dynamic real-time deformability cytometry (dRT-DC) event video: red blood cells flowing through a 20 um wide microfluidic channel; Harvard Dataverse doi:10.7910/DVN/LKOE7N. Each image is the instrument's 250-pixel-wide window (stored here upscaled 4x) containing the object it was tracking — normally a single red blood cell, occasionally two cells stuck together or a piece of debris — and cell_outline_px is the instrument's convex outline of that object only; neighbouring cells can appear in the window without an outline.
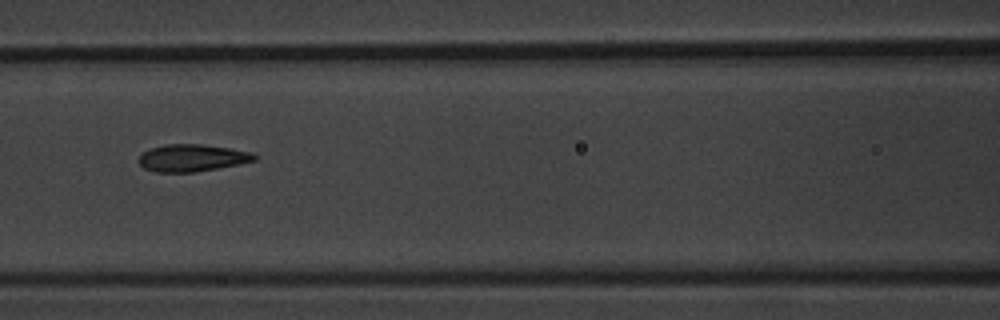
{"species": "common noctule bat (a hibernating species)", "species_latin": "Nyctalus noctula", "temperature_condition": "warm", "stored_images_in_passage": 9, "camera_frame_rate_fps": 3000, "um_per_image_px": 0.085, "animal": {"sex": "male", "body_mass_g": 20.1, "forearm_length_mm": 53.5}, "frame": {"image": 1, "passage_image": 6, "time_ms": 5.667, "image_size_px": [1000, 320], "cell_outline_px": [[256, 160], [240, 164], [196, 172], [156, 172], [144, 168], [140, 164], [140, 156], [144, 152], [152, 148], [164, 144], [204, 144], [252, 152], [256, 156]], "centroid_in_image_um": [16.35, 13.42], "position_along_channel_um": 150.2, "area_um2": 18.21}}
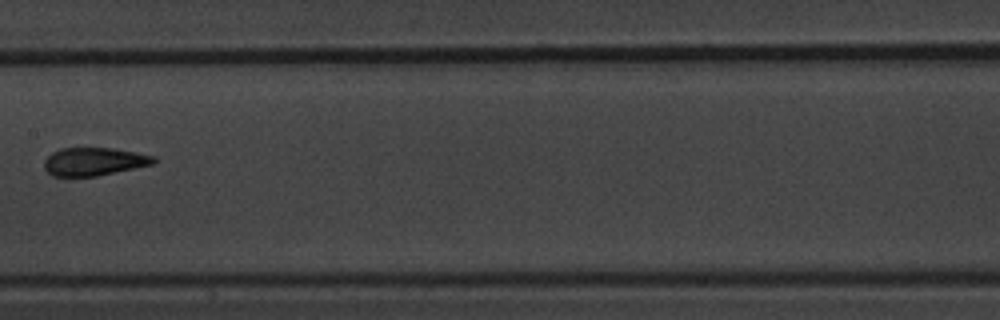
{"frame": {"image": 2, "passage_image": 7, "time_ms": 7.0, "image_size_px": [1000, 320], "cell_outline_px": [[156, 160], [152, 164], [96, 176], [52, 176], [44, 168], [44, 160], [52, 152], [60, 148], [116, 148], [156, 156]], "centroid_in_image_um": [7.98, 13.72], "position_along_channel_um": 199.4, "area_um2": 17.86}}
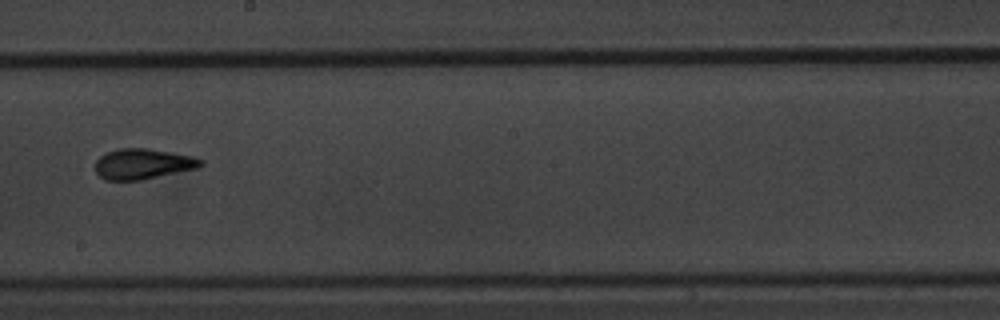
{"frame": {"image": 3, "passage_image": 8, "time_ms": 8.0, "image_size_px": [1000, 320], "cell_outline_px": [[204, 164], [200, 168], [144, 180], [104, 180], [96, 172], [96, 160], [100, 156], [108, 152], [120, 148], [148, 148], [192, 156], [204, 160]], "centroid_in_image_um": [12.19, 13.94], "position_along_channel_um": 236.0, "area_um2": 18.96}}